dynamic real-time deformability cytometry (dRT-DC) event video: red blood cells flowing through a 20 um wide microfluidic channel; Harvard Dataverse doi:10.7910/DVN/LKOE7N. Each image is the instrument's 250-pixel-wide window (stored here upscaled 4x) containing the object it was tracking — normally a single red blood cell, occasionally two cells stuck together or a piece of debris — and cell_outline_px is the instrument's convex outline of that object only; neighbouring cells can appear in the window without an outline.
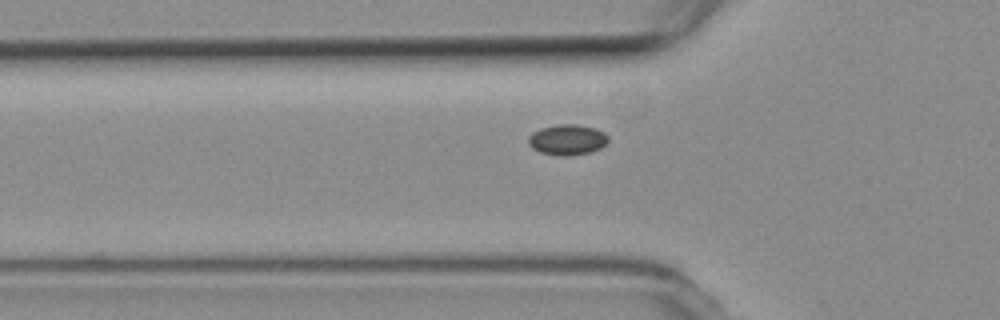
{"species": "common noctule bat (a hibernating species)", "species_latin": "Nyctalus noctula", "temperature_condition": "room temperature", "stored_images_in_passage": 40, "camera_frame_rate_fps": 3000, "um_per_image_px": 0.085, "animal": {"sex": "female", "body_mass_g": 19.3, "forearm_length_mm": 54.1}, "frame": {"image": 1, "passage_image": 8, "time_ms": 2.333, "image_size_px": [1000, 320], "cell_outline_px": [[608, 140], [600, 148], [588, 152], [564, 156], [560, 156], [540, 152], [532, 148], [528, 144], [528, 136], [532, 132], [540, 128], [560, 124], [576, 124], [596, 128], [604, 132], [608, 136]], "centroid_in_image_um": [48.19, 11.86], "position_along_channel_um": 77.6, "area_um2": 14.16}}
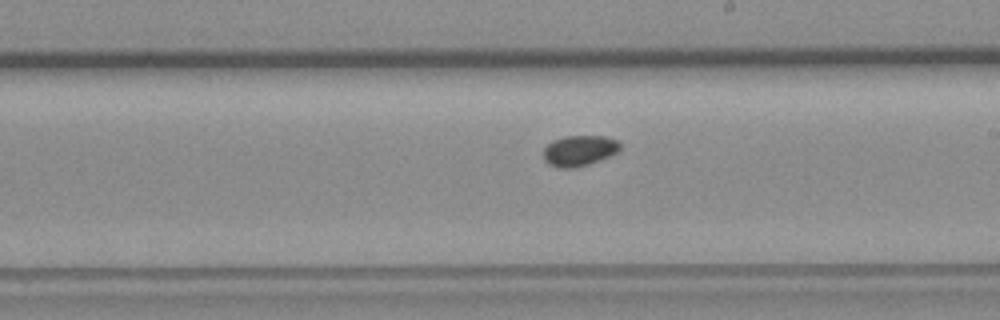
{"frame": {"image": 2, "passage_image": 21, "time_ms": 6.667, "image_size_px": [1000, 320], "cell_outline_px": [[620, 148], [616, 152], [600, 160], [588, 164], [572, 168], [560, 168], [548, 164], [544, 160], [544, 148], [552, 140], [564, 136], [604, 136], [616, 140], [620, 144]], "centroid_in_image_um": [49.21, 12.8], "position_along_channel_um": 239.8, "area_um2": 13.58}}
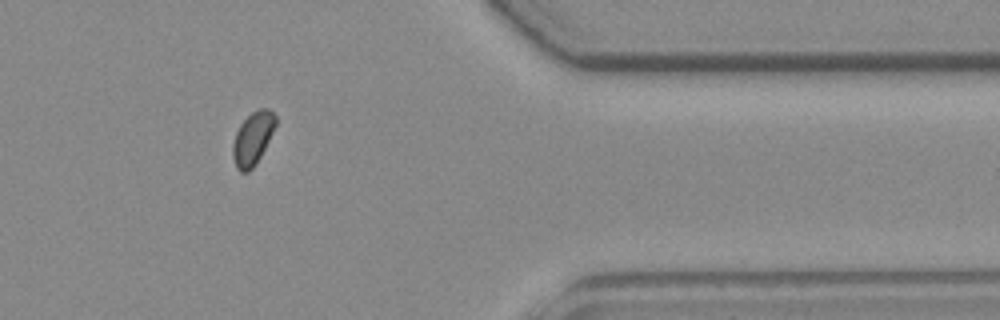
{"frame": {"image": 3, "passage_image": 35, "time_ms": 11.333, "image_size_px": [1000, 320], "cell_outline_px": [[276, 124], [256, 164], [248, 172], [240, 172], [236, 168], [232, 156], [232, 148], [236, 132], [240, 124], [252, 112], [260, 108], [268, 108], [276, 116]], "centroid_in_image_um": [21.46, 11.78], "position_along_channel_um": 389.9, "area_um2": 13.01}, "authors_computed_cell_mechanics": {"area_um2": 13.4096, "velocity_mm_per_s": 3.7348, "shape_relaxation_time_tau1_ms": null, "shape_relaxation_time_tau2_ms": 8.6488, "deformation_change_tau1": null, "deformation_change_tau2": 0.0635}}